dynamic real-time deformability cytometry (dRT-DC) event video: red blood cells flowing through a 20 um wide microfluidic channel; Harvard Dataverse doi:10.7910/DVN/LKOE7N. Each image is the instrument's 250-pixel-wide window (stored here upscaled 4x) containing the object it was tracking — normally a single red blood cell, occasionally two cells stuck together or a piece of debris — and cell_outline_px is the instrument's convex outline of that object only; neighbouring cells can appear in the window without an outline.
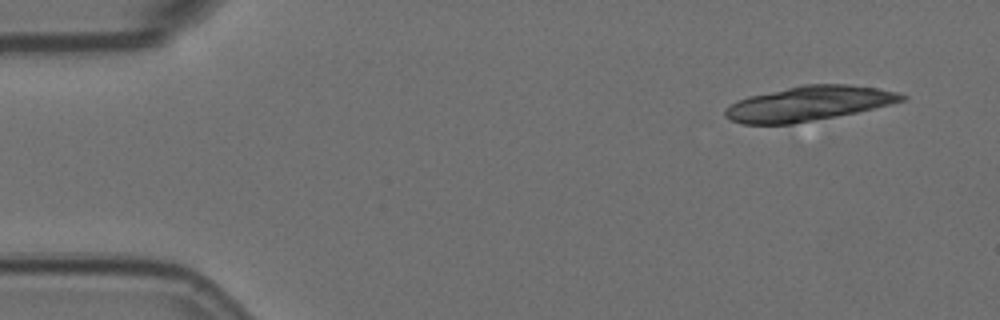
{"species": "Egyptian fruit bat (a non-hibernating species)", "species_latin": "Rousettus aegyptiacus", "temperature_condition": "room temperature", "stored_images_in_passage": 5, "camera_frame_rate_fps": 3000, "um_per_image_px": 0.085, "animal": {"sex": "female"}, "frame": {"image": 1, "passage_image": 1, "time_ms": 0.0, "image_size_px": [1000, 320], "cell_outline_px": [[908, 96], [904, 100], [856, 112], [792, 124], [744, 124], [732, 120], [724, 116], [724, 108], [748, 96], [804, 84], [848, 84], [876, 88], [896, 92]], "centroid_in_image_um": [68.7, 8.8], "position_along_channel_um": 16.3, "area_um2": 35.2}}